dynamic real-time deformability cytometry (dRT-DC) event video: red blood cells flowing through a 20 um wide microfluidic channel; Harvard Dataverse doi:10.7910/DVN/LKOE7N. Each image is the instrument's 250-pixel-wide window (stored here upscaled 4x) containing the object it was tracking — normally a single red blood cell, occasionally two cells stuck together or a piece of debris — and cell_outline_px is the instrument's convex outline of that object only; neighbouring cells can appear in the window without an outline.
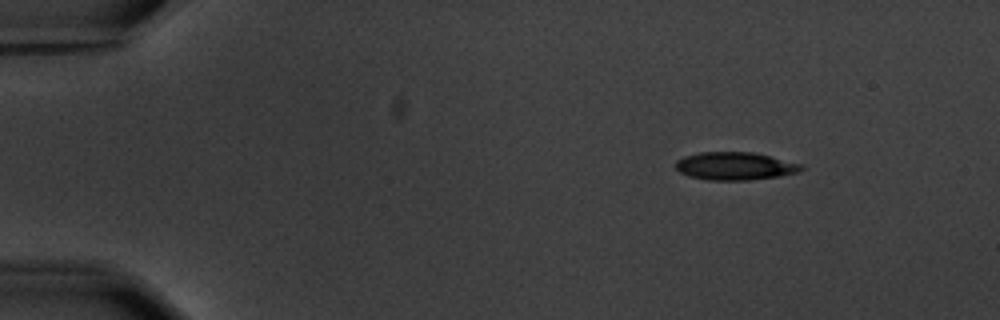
{"species": "common noctule bat (a hibernating species)", "species_latin": "Nyctalus noctula", "temperature_condition": "warm", "stored_images_in_passage": 5, "camera_frame_rate_fps": 3000, "um_per_image_px": 0.085, "animal": {"sex": "male", "body_mass_g": 20.1, "forearm_length_mm": 53.5}, "frame": {"image": 1, "passage_image": 1, "time_ms": 0.0, "image_size_px": [1000, 320], "cell_outline_px": [[808, 168], [800, 172], [780, 176], [748, 180], [708, 180], [688, 176], [680, 172], [676, 168], [676, 160], [684, 156], [700, 152], [752, 152], [804, 164]], "centroid_in_image_um": [62.53, 14.12], "position_along_channel_um": 22.5, "area_um2": 20.63}}
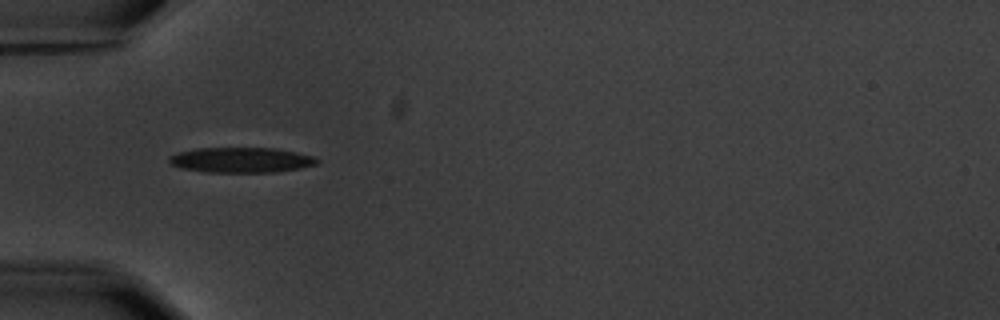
{"frame": {"image": 2, "passage_image": 4, "time_ms": 3.667, "image_size_px": [1000, 320], "cell_outline_px": [[320, 160], [316, 164], [300, 168], [276, 172], [208, 172], [180, 168], [172, 164], [168, 160], [168, 156], [180, 152], [196, 148], [276, 148], [296, 152], [312, 156]], "centroid_in_image_um": [20.49, 13.6], "position_along_channel_um": 64.5, "area_um2": 21.68}}
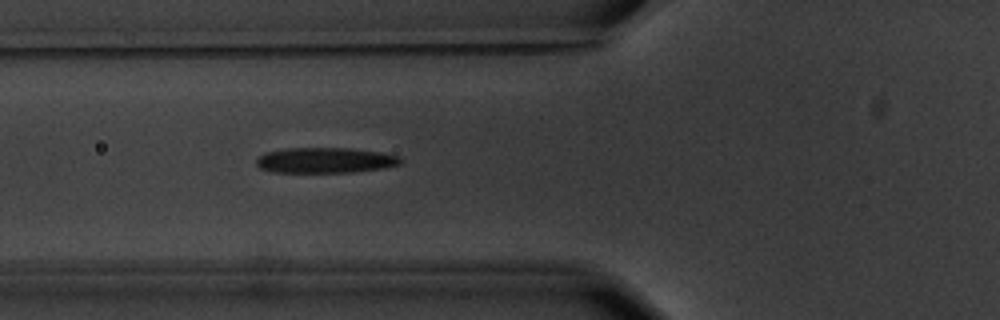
{"frame": {"image": 3, "passage_image": 5, "time_ms": 4.667, "image_size_px": [1000, 320], "cell_outline_px": [[404, 160], [400, 164], [384, 168], [352, 172], [272, 172], [260, 168], [256, 164], [256, 160], [264, 152], [288, 148], [348, 148], [380, 152], [400, 156]], "centroid_in_image_um": [27.65, 13.62], "position_along_channel_um": 98.1, "area_um2": 21.44}}